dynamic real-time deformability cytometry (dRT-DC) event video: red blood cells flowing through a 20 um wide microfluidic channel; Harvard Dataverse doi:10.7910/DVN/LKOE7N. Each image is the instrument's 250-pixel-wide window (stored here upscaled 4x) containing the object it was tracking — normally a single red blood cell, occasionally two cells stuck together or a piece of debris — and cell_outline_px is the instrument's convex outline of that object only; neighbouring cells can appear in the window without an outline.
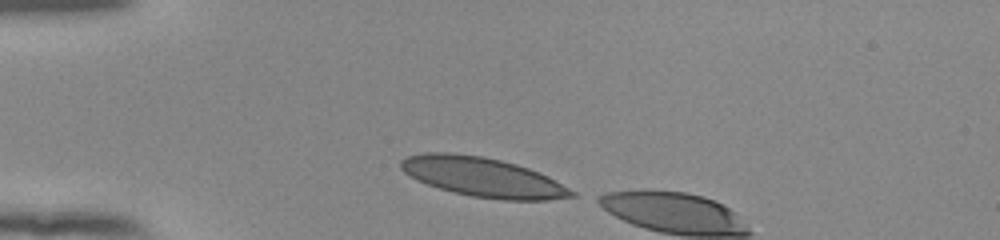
{"species": "human", "species_latin": "Homo sapiens", "temperature_condition": "room temperature", "stored_images_in_passage": 3, "camera_frame_rate_fps": 3000, "um_per_image_px": 0.085, "donor": {"sex": "female"}, "frame": {"image": 1, "passage_image": 1, "time_ms": 0.0, "image_size_px": [1000, 240], "cell_outline_px": [[576, 196], [548, 200], [504, 200], [472, 196], [452, 192], [416, 180], [404, 172], [400, 168], [400, 160], [408, 156], [424, 152], [448, 152], [480, 156], [500, 160], [516, 164], [540, 172], [548, 176], [576, 192]], "centroid_in_image_um": [41.03, 15.05], "position_along_channel_um": 44.0, "area_um2": 39.13}}